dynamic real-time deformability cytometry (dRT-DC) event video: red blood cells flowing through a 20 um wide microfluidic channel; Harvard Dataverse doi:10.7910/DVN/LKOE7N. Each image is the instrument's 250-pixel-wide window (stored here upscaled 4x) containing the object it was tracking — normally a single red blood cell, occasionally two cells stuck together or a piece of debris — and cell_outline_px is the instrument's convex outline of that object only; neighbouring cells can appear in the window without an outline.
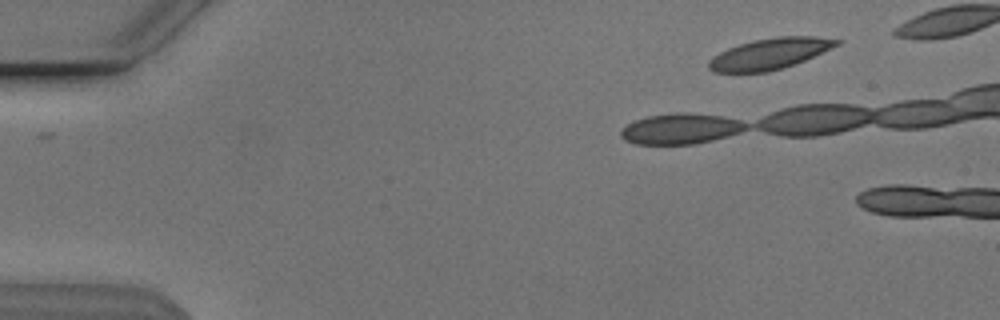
{"species": "Egyptian fruit bat (a non-hibernating species)", "species_latin": "Rousettus aegyptiacus", "temperature_condition": "cold", "stored_images_in_passage": 4, "camera_frame_rate_fps": 3000, "um_per_image_px": 0.085, "animal": {"sex": "male"}, "frame": {"image": 1, "passage_image": 1, "time_ms": 0.0, "image_size_px": [1000, 320], "cell_outline_px": [[844, 40], [840, 44], [804, 60], [768, 72], [712, 72], [708, 68], [708, 60], [712, 56], [728, 48], [752, 40], [776, 36], [816, 36]], "centroid_in_image_um": [65.41, 4.55], "position_along_channel_um": 19.6, "area_um2": 23.06}}